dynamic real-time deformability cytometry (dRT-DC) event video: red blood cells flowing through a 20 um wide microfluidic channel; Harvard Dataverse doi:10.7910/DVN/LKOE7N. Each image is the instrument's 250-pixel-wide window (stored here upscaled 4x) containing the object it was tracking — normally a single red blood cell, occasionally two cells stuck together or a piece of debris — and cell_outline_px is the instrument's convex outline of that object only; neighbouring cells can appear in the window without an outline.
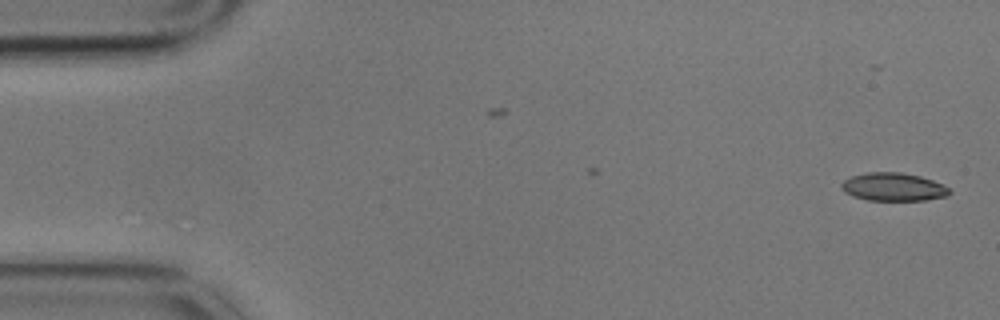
{"species": "common noctule bat (a hibernating species)", "species_latin": "Nyctalus noctula", "temperature_condition": "cold", "stored_images_in_passage": 4, "camera_frame_rate_fps": 3000, "um_per_image_px": 0.085, "animal": {"sex": "male", "body_mass_g": 17.9}, "frame": {"image": 1, "passage_image": 1, "time_ms": 0.0, "image_size_px": [1000, 320], "cell_outline_px": [[952, 192], [948, 196], [924, 200], [868, 200], [852, 196], [844, 192], [840, 188], [840, 184], [844, 180], [852, 176], [868, 172], [900, 172], [920, 176], [944, 184]], "centroid_in_image_um": [75.93, 15.89], "position_along_channel_um": 9.1, "area_um2": 17.8}}
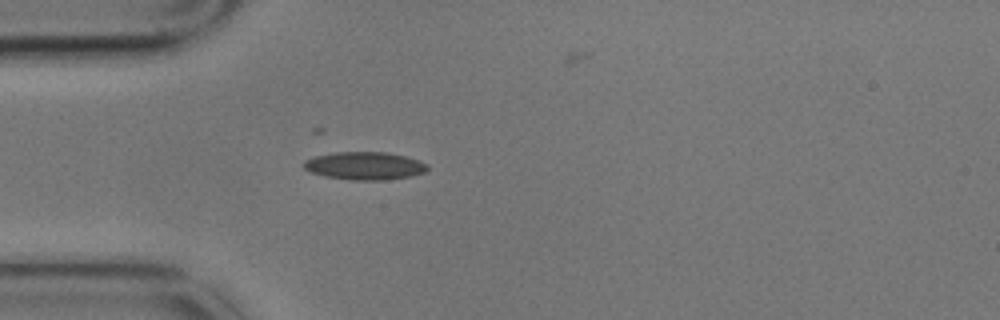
{"frame": {"image": 2, "passage_image": 4, "time_ms": 1.0, "image_size_px": [1000, 320], "cell_outline_px": [[428, 172], [412, 176], [384, 180], [352, 180], [324, 176], [312, 172], [304, 168], [304, 160], [312, 156], [336, 152], [388, 152], [420, 160], [428, 164]], "centroid_in_image_um": [31.03, 14.09], "position_along_channel_um": 54.0, "area_um2": 20.29}}